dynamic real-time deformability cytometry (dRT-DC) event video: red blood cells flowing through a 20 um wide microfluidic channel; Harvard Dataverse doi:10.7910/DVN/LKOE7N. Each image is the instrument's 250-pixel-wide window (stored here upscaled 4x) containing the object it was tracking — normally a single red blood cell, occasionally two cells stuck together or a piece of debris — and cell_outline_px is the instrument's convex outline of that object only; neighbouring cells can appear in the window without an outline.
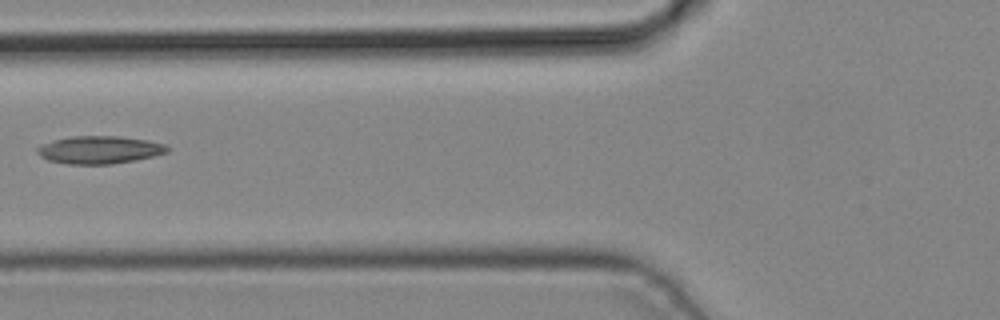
{"species": "common noctule bat (a hibernating species)", "species_latin": "Nyctalus noctula", "temperature_condition": "cold", "stored_images_in_passage": 2, "camera_frame_rate_fps": 3000, "um_per_image_px": 0.085, "animal": {"sex": "male", "body_mass_g": 19.2, "forearm_length_mm": 51.8}, "frame": {"image": 1, "passage_image": 2, "time_ms": 0.333, "image_size_px": [1000, 320], "cell_outline_px": [[168, 152], [136, 160], [112, 164], [68, 164], [48, 160], [40, 156], [36, 152], [36, 148], [40, 144], [52, 140], [72, 136], [120, 136], [148, 140], [164, 144], [168, 148]], "centroid_in_image_um": [8.41, 12.73], "position_along_channel_um": 117.4, "area_um2": 21.1}}